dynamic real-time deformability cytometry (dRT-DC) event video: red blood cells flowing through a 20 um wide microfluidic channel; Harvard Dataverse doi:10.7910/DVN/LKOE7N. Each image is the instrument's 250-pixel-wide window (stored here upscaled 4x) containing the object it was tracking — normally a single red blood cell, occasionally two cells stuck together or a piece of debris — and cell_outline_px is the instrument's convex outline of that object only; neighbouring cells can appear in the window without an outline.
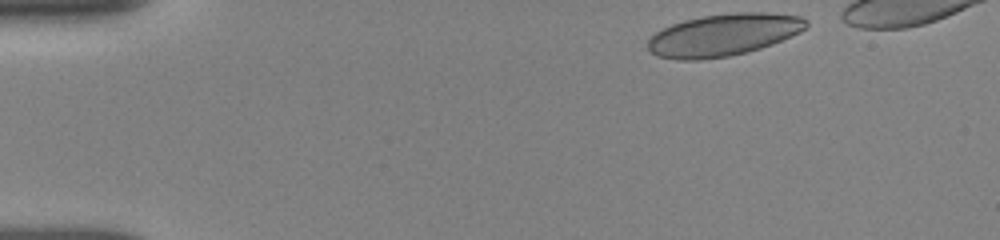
{"species": "human", "species_latin": "Homo sapiens", "temperature_condition": "room temperature", "stored_images_in_passage": 41, "camera_frame_rate_fps": 3000, "um_per_image_px": 0.085, "donor": {"sex": "female"}, "frame": {"image": 1, "passage_image": 1, "time_ms": 0.0, "image_size_px": [1000, 240], "cell_outline_px": [[808, 24], [800, 32], [772, 44], [760, 48], [728, 56], [700, 60], [676, 60], [656, 56], [648, 48], [648, 40], [656, 32], [672, 24], [684, 20], [704, 16], [736, 12], [764, 12], [800, 16], [808, 20]], "centroid_in_image_um": [61.49, 2.96], "position_along_channel_um": 23.5, "area_um2": 38.67}}
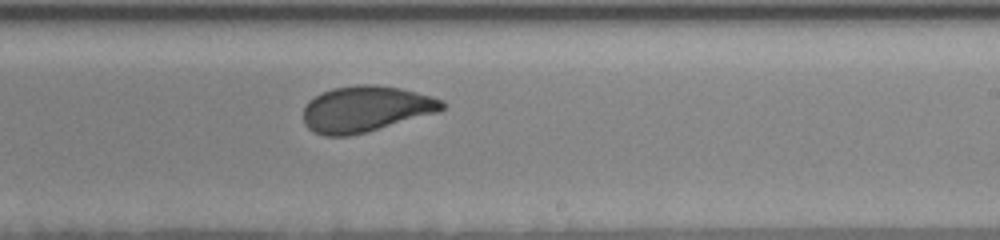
{"frame": {"image": 2, "passage_image": 26, "time_ms": 8.333, "image_size_px": [1000, 240], "cell_outline_px": [[444, 108], [440, 112], [364, 132], [348, 136], [324, 136], [308, 128], [304, 124], [304, 108], [308, 100], [332, 88], [356, 84], [376, 84], [400, 88], [432, 96], [444, 100]], "centroid_in_image_um": [31.1, 9.25], "position_along_channel_um": 257.9, "area_um2": 37.11}}
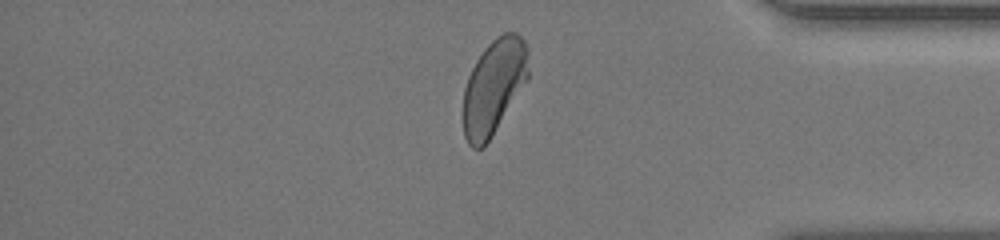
{"frame": {"image": 3, "passage_image": 38, "time_ms": 12.333, "image_size_px": [1000, 240], "cell_outline_px": [[528, 80], [484, 148], [472, 148], [468, 144], [464, 136], [464, 88], [468, 76], [476, 60], [484, 48], [496, 36], [504, 32], [516, 32], [524, 40], [528, 48]], "centroid_in_image_um": [41.99, 7.36], "position_along_channel_um": 393.2, "area_um2": 36.18}}